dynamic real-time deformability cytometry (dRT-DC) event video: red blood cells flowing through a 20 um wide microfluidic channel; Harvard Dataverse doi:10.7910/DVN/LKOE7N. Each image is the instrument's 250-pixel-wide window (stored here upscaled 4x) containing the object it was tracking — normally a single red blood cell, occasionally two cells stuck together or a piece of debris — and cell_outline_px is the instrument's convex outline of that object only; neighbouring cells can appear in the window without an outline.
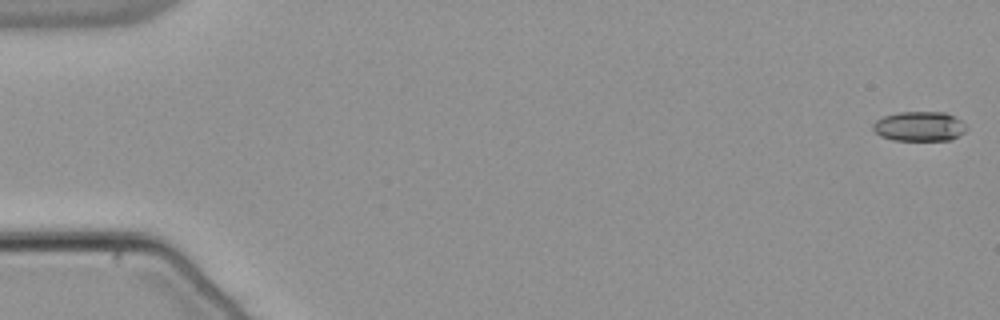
{"species": "common noctule bat (a hibernating species)", "species_latin": "Nyctalus noctula", "temperature_condition": "warm", "stored_images_in_passage": 50, "camera_frame_rate_fps": 3000, "um_per_image_px": 0.085, "animal": {"sex": "male", "body_mass_g": 21.5, "forearm_length_mm": 52.0}, "frame": {"image": 1, "passage_image": 1, "time_ms": 0.0, "image_size_px": [1000, 320], "cell_outline_px": [[968, 128], [964, 132], [952, 140], [892, 140], [880, 136], [872, 128], [872, 124], [876, 120], [884, 116], [900, 112], [944, 112], [960, 120]], "centroid_in_image_um": [78.13, 10.75], "position_along_channel_um": 6.9, "area_um2": 16.13}}
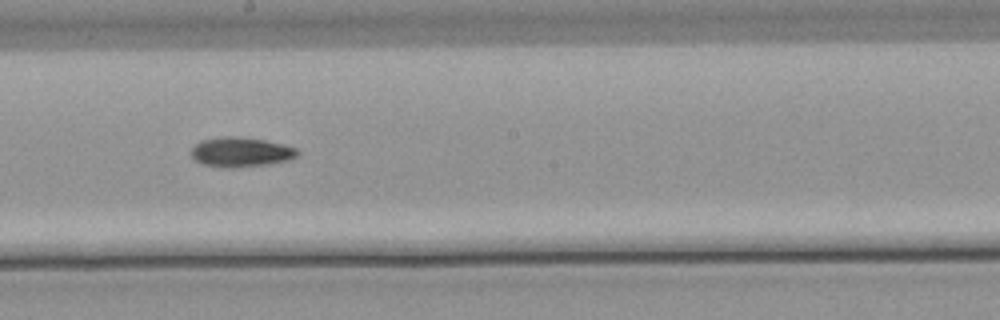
{"frame": {"image": 2, "passage_image": 31, "time_ms": 10.0, "image_size_px": [1000, 320], "cell_outline_px": [[300, 152], [296, 156], [288, 160], [268, 164], [232, 168], [224, 168], [204, 164], [196, 160], [192, 156], [192, 148], [200, 140], [224, 136], [232, 136], [264, 140], [296, 148]], "centroid_in_image_um": [20.46, 12.93], "position_along_channel_um": 227.7, "area_um2": 18.15}}
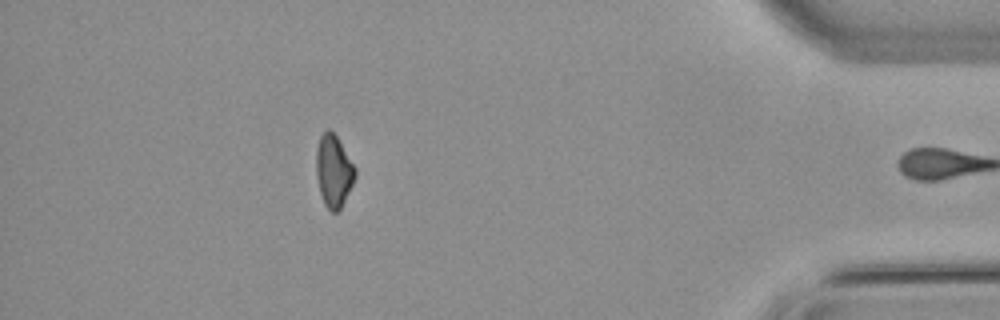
{"frame": {"image": 3, "passage_image": 49, "time_ms": 16.0, "image_size_px": [1000, 320], "cell_outline_px": [[356, 176], [340, 208], [336, 212], [332, 212], [324, 204], [320, 192], [316, 176], [316, 148], [320, 136], [328, 128], [336, 136], [356, 168]], "centroid_in_image_um": [28.34, 14.52], "position_along_channel_um": 406.9, "area_um2": 16.13}, "authors_computed_cell_mechanics": {"area_um2": 16.9643, "velocity_mm_per_s": 3.8128, "shape_relaxation_time_tau1_ms": 10.0015, "shape_relaxation_time_tau2_ms": null, "deformation_change_tau1": 0.2044, "deformation_change_tau2": null}}